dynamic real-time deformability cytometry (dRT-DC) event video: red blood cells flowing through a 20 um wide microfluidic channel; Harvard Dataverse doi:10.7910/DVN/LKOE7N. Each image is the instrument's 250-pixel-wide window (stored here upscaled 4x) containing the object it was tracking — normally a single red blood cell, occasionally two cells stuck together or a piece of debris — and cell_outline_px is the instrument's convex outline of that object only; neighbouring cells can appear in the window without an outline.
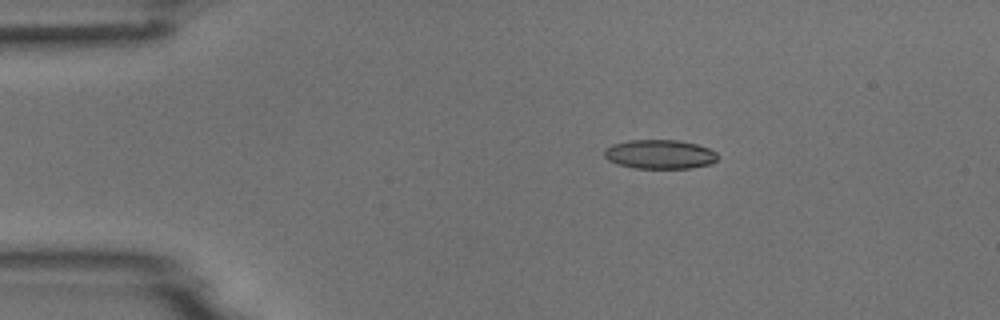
{"species": "common noctule bat (a hibernating species)", "species_latin": "Nyctalus noctula", "temperature_condition": "room temperature", "stored_images_in_passage": 5, "camera_frame_rate_fps": 3000, "um_per_image_px": 0.085, "animal": {"sex": "male", "body_mass_g": 18.8}, "frame": {"image": 1, "passage_image": 1, "time_ms": 0.0, "image_size_px": [1000, 320], "cell_outline_px": [[720, 156], [716, 160], [708, 164], [692, 168], [632, 168], [616, 164], [608, 160], [604, 156], [604, 148], [612, 144], [628, 140], [680, 140], [696, 144], [708, 148], [716, 152]], "centroid_in_image_um": [56.05, 13.11], "position_along_channel_um": 29.0, "area_um2": 19.42}}
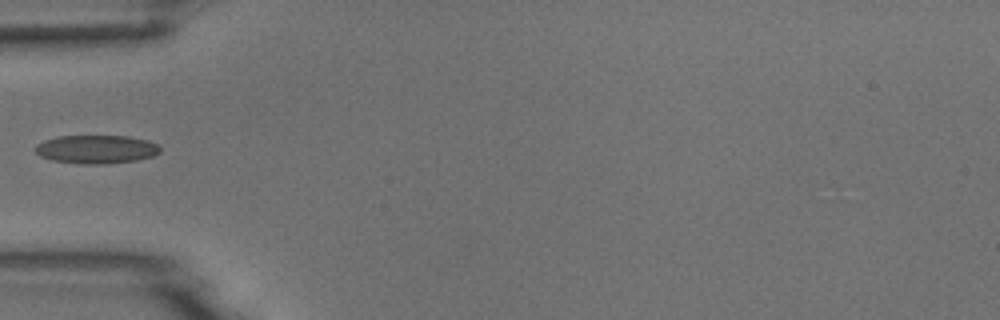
{"frame": {"image": 2, "passage_image": 3, "time_ms": 2.667, "image_size_px": [1000, 320], "cell_outline_px": [[160, 152], [152, 156], [136, 160], [104, 164], [80, 164], [52, 160], [40, 156], [36, 152], [36, 144], [44, 140], [56, 136], [128, 136], [148, 140], [160, 144]], "centroid_in_image_um": [8.2, 12.68], "position_along_channel_um": 76.8, "area_um2": 20.81}}